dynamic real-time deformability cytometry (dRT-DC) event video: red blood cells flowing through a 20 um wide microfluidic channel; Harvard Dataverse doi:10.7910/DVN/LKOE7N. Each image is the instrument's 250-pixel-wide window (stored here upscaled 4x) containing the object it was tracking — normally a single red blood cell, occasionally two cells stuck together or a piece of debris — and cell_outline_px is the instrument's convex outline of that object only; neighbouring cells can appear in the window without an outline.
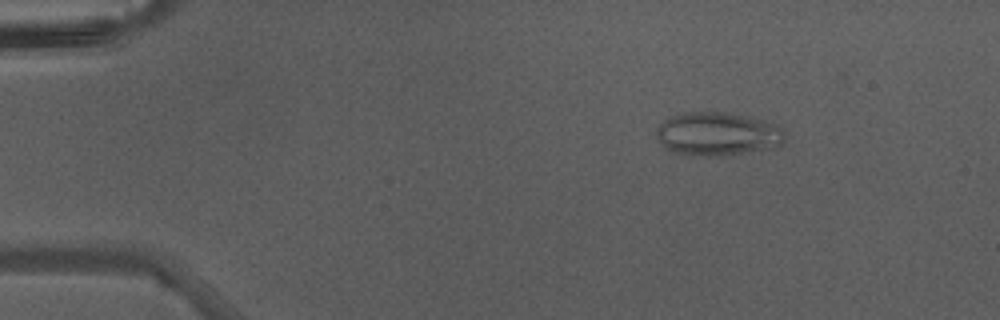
{"species": "Egyptian fruit bat (a non-hibernating species)", "species_latin": "Rousettus aegyptiacus", "temperature_condition": "warm", "stored_images_in_passage": 43, "camera_frame_rate_fps": 3000, "um_per_image_px": 0.085, "animal": {"sex": "male"}, "frame": {"image": 1, "passage_image": 5, "time_ms": 1.333, "image_size_px": [1000, 320], "cell_outline_px": [[784, 140], [780, 144], [772, 148], [720, 156], [684, 156], [672, 152], [664, 148], [660, 144], [656, 136], [656, 128], [668, 116], [684, 112], [724, 112], [744, 116], [780, 124], [784, 128]], "centroid_in_image_um": [60.94, 11.39], "position_along_channel_um": 24.1, "area_um2": 33.06}}
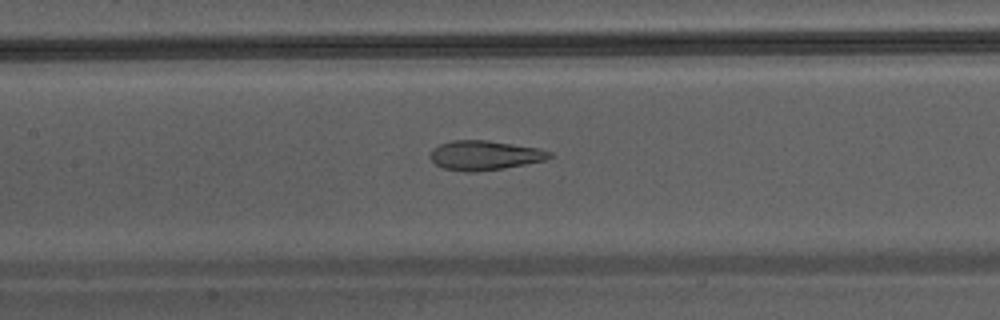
{"frame": {"image": 2, "passage_image": 20, "time_ms": 6.333, "image_size_px": [1000, 320], "cell_outline_px": [[552, 156], [544, 160], [504, 168], [472, 172], [468, 172], [444, 168], [436, 164], [428, 156], [432, 148], [440, 144], [452, 140], [488, 140], [540, 148], [552, 152]], "centroid_in_image_um": [41.18, 13.19], "position_along_channel_um": 166.2, "area_um2": 20.46}}
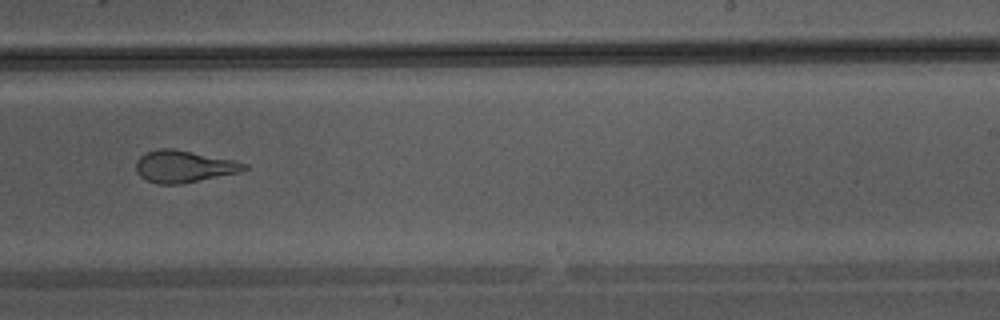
{"frame": {"image": 3, "passage_image": 27, "time_ms": 8.667, "image_size_px": [1000, 320], "cell_outline_px": [[248, 168], [240, 172], [180, 184], [156, 184], [140, 176], [136, 172], [136, 160], [140, 156], [148, 152], [160, 148], [172, 148], [232, 160], [248, 164]], "centroid_in_image_um": [15.6, 14.15], "position_along_channel_um": 273.4, "area_um2": 19.94}}